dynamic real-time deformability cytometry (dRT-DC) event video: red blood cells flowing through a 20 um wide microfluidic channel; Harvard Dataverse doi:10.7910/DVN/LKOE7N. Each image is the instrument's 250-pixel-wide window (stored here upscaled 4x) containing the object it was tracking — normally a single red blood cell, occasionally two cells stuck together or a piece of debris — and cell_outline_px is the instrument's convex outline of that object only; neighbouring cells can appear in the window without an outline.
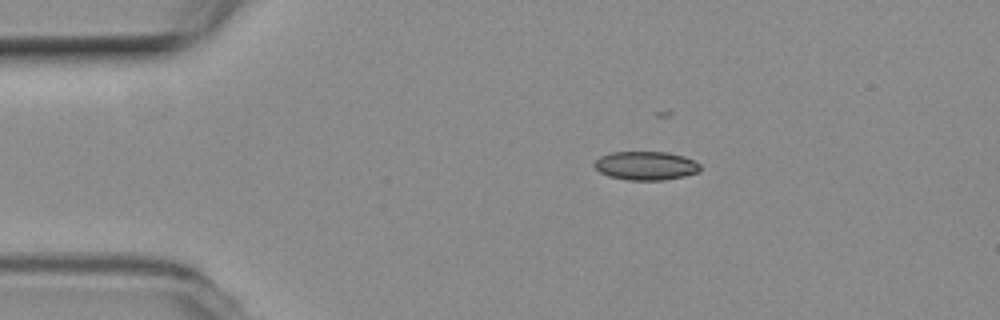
{"species": "common noctule bat (a hibernating species)", "species_latin": "Nyctalus noctula", "temperature_condition": "room temperature", "stored_images_in_passage": 46, "camera_frame_rate_fps": 3000, "um_per_image_px": 0.085, "animal": {"sex": "female", "body_mass_g": 19.3, "forearm_length_mm": 54.1}, "frame": {"image": 1, "passage_image": 1, "time_ms": 0.0, "image_size_px": [1000, 320], "cell_outline_px": [[700, 172], [684, 176], [664, 180], [628, 180], [608, 176], [600, 172], [592, 164], [600, 156], [612, 152], [668, 152], [684, 156], [700, 164]], "centroid_in_image_um": [54.89, 14.08], "position_along_channel_um": 30.1, "area_um2": 17.74}}
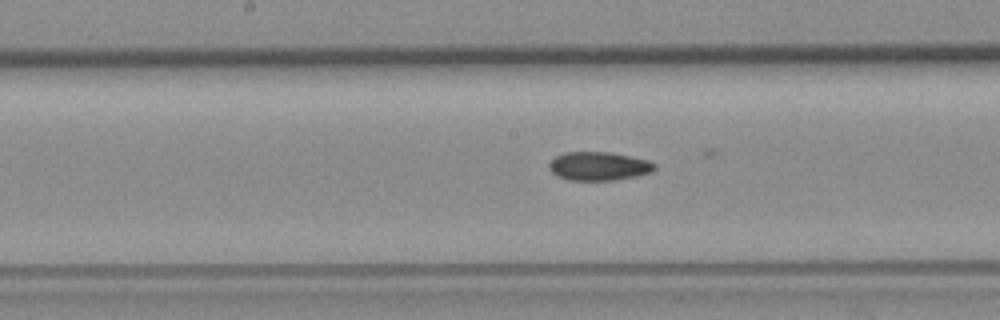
{"frame": {"image": 2, "passage_image": 18, "time_ms": 5.667, "image_size_px": [1000, 320], "cell_outline_px": [[656, 168], [652, 172], [636, 176], [612, 180], [568, 180], [552, 172], [548, 168], [548, 164], [556, 156], [564, 152], [608, 152], [632, 156], [648, 160], [656, 164]], "centroid_in_image_um": [50.91, 14.11], "position_along_channel_um": 197.3, "area_um2": 17.57}}
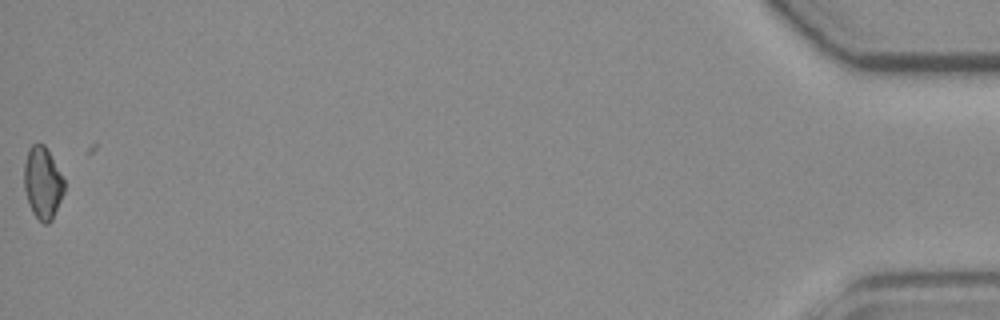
{"frame": {"image": 3, "passage_image": 45, "time_ms": 14.667, "image_size_px": [1000, 320], "cell_outline_px": [[64, 192], [52, 220], [48, 224], [44, 224], [32, 212], [24, 188], [24, 164], [28, 148], [32, 144], [44, 144], [64, 180]], "centroid_in_image_um": [3.61, 15.55], "position_along_channel_um": 431.6, "area_um2": 16.59}}